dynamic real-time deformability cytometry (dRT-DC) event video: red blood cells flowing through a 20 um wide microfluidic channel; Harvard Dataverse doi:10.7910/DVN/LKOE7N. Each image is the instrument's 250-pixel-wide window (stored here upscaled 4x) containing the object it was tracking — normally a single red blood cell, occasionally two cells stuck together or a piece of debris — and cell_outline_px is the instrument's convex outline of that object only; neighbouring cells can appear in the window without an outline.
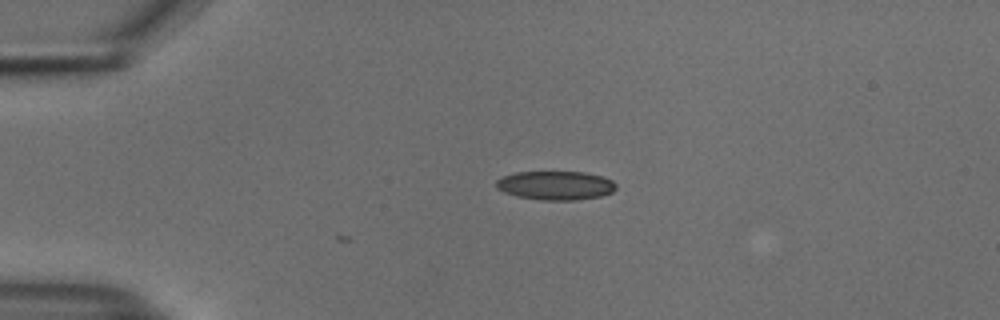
{"species": "common noctule bat (a hibernating species)", "species_latin": "Nyctalus noctula", "temperature_condition": "cold", "stored_images_in_passage": 6, "camera_frame_rate_fps": 3000, "um_per_image_px": 0.085, "animal": {"sex": "male", "body_mass_g": 18.8}, "frame": {"image": 1, "passage_image": 1, "time_ms": 0.0, "image_size_px": [1000, 320], "cell_outline_px": [[616, 188], [612, 192], [600, 196], [576, 200], [540, 200], [516, 196], [504, 192], [496, 188], [496, 180], [500, 176], [516, 172], [584, 172], [604, 176], [612, 180], [616, 184]], "centroid_in_image_um": [47.21, 15.76], "position_along_channel_um": 37.8, "area_um2": 20.35}}